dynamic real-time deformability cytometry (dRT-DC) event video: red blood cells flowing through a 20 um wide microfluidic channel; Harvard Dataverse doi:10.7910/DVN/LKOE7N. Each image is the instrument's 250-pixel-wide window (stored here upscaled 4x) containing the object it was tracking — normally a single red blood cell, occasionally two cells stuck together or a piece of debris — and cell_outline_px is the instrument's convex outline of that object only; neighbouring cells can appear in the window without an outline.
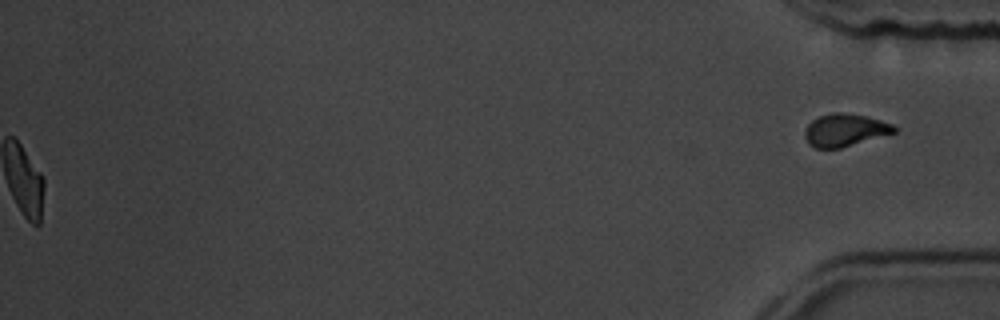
{"species": "common noctule bat (a hibernating species)", "species_latin": "Nyctalus noctula", "temperature_condition": "room temperature", "stored_images_in_passage": 56, "segment_of_instrument_passage": [2, 2], "camera_frame_rate_fps": 3000, "um_per_image_px": 0.085, "animal": {"sex": "male", "body_mass_g": 19.5, "forearm_length_mm": 54.6}, "frame": {"image": 1, "passage_image": 56, "time_ms": 18.333, "image_size_px": [1000, 320], "cell_outline_px": [[896, 132], [840, 148], [816, 148], [808, 144], [804, 136], [804, 132], [808, 124], [812, 120], [820, 116], [832, 112], [844, 112], [868, 116], [896, 124]], "centroid_in_image_um": [71.83, 11.04], "position_along_channel_um": 363.4, "area_um2": 17.11}}